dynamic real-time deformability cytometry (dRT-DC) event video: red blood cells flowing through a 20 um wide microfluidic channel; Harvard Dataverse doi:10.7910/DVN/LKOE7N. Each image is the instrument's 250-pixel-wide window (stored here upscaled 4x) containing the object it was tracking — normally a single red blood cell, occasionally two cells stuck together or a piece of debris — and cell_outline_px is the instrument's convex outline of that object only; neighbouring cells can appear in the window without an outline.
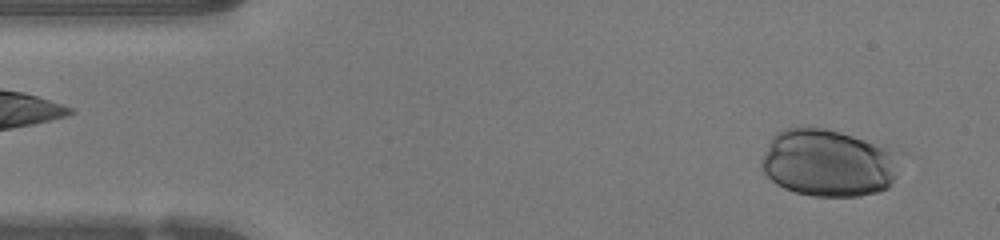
{"species": "human", "species_latin": "Homo sapiens", "temperature_condition": "warm", "stored_images_in_passage": 38, "camera_frame_rate_fps": 3000, "um_per_image_px": 0.085, "donor": {"sex": "female"}, "frame": {"image": 1, "passage_image": 2, "time_ms": 0.333, "image_size_px": [1000, 240], "cell_outline_px": [[900, 152], [896, 176], [888, 188], [876, 192], [860, 196], [812, 196], [796, 192], [784, 188], [776, 184], [764, 172], [760, 164], [760, 160], [772, 136], [776, 132], [784, 128], [808, 124], [888, 144], [900, 148]], "centroid_in_image_um": [70.45, 13.8], "position_along_channel_um": 14.5, "area_um2": 55.89}}
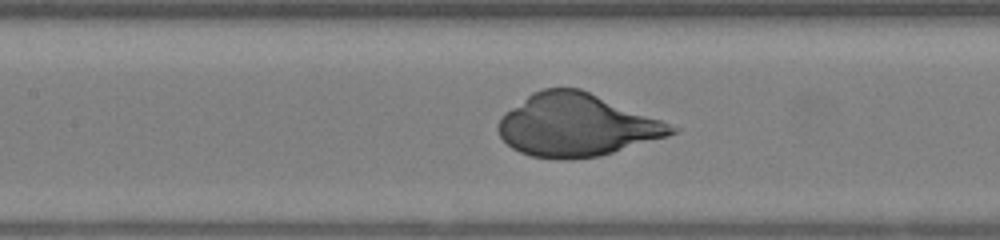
{"frame": {"image": 2, "passage_image": 19, "time_ms": 6.0, "image_size_px": [1000, 240], "cell_outline_px": [[680, 128], [676, 132], [668, 136], [600, 156], [564, 160], [532, 156], [520, 152], [512, 148], [500, 136], [496, 128], [496, 124], [500, 116], [504, 112], [532, 92], [544, 88], [580, 88]], "centroid_in_image_um": [48.95, 10.64], "position_along_channel_um": 158.5, "area_um2": 62.89}}
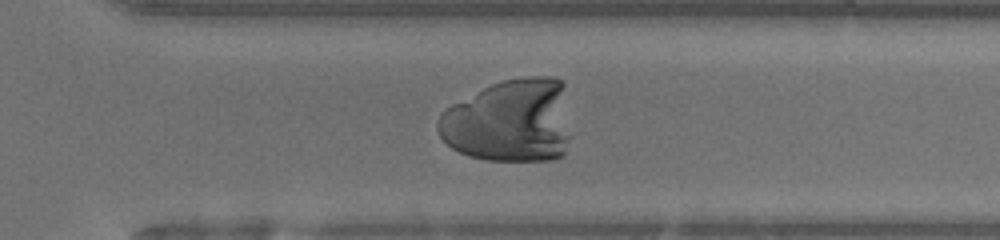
{"frame": {"image": 3, "passage_image": 31, "time_ms": 10.0, "image_size_px": [1000, 240], "cell_outline_px": [[572, 136], [564, 152], [556, 160], [488, 160], [468, 156], [452, 148], [440, 136], [436, 128], [436, 124], [440, 116], [452, 104], [492, 84], [504, 80], [528, 76], [556, 76], [564, 80]], "centroid_in_image_um": [43.41, 10.27], "position_along_channel_um": 327.2, "area_um2": 65.55}}